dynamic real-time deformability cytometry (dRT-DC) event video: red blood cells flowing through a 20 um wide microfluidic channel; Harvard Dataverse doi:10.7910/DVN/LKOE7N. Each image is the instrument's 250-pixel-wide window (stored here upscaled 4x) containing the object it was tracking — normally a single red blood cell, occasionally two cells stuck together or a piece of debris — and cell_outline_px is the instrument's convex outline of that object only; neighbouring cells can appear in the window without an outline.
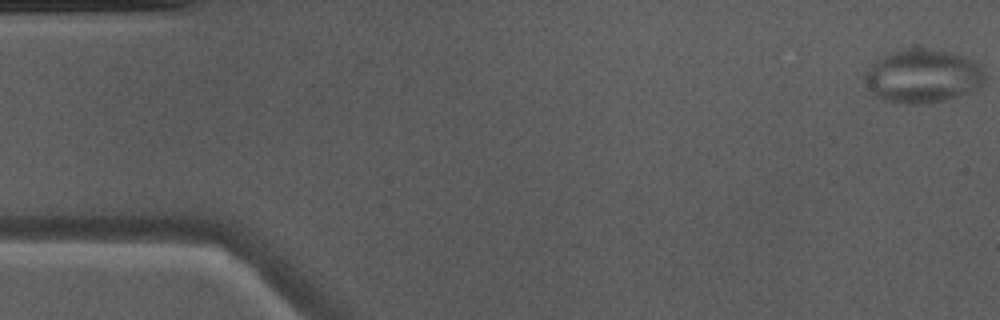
{"species": "Egyptian fruit bat (a non-hibernating species)", "species_latin": "Rousettus aegyptiacus", "temperature_condition": "warm", "stored_images_in_passage": 51, "camera_frame_rate_fps": 3000, "um_per_image_px": 0.085, "animal": {"sex": "male"}, "frame": {"image": 1, "passage_image": 1, "time_ms": 0.0, "image_size_px": [1000, 320], "cell_outline_px": [[984, 84], [976, 92], [944, 100], [920, 104], [916, 104], [880, 100], [864, 84], [864, 72], [872, 60], [888, 52], [912, 48], [916, 48], [944, 52], [964, 56], [972, 60], [984, 72]], "centroid_in_image_um": [78.39, 6.48], "position_along_channel_um": 6.6, "area_um2": 37.8}}
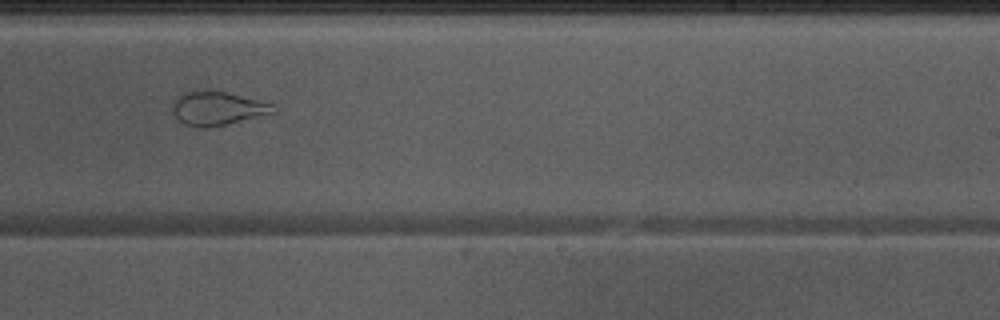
{"frame": {"image": 2, "passage_image": 31, "time_ms": 10.0, "image_size_px": [1000, 320], "cell_outline_px": [[276, 112], [208, 128], [200, 128], [184, 124], [172, 112], [172, 104], [184, 92], [228, 92], [272, 104]], "centroid_in_image_um": [18.47, 9.24], "position_along_channel_um": 270.5, "area_um2": 19.13}}
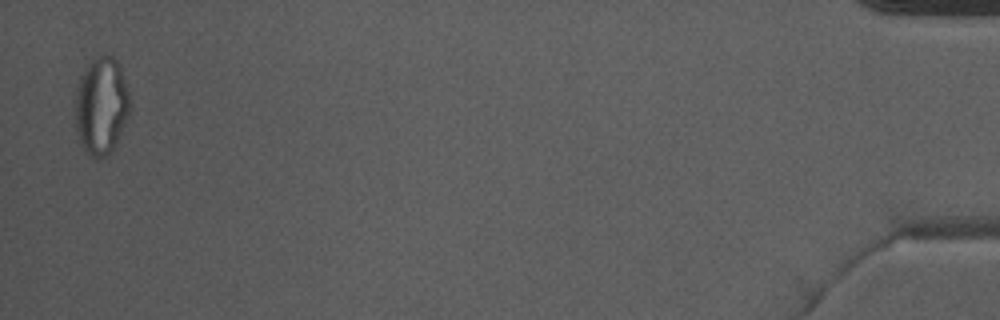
{"frame": {"image": 3, "passage_image": 50, "time_ms": 16.333, "image_size_px": [1000, 320], "cell_outline_px": [[128, 116], [116, 144], [100, 160], [96, 160], [84, 148], [80, 140], [76, 128], [76, 92], [80, 80], [88, 64], [92, 60], [104, 52], [108, 52], [116, 60], [120, 68], [128, 92]], "centroid_in_image_um": [8.61, 8.98], "position_along_channel_um": 426.6, "area_um2": 30.35}, "authors_computed_cell_mechanics": {"area_um2": 29.2468, "velocity_mm_per_s": 4.0395, "shape_relaxation_time_tau1_ms": null, "shape_relaxation_time_tau2_ms": 1.1698, "deformation_change_tau1": null, "deformation_change_tau2": 0.0815}}